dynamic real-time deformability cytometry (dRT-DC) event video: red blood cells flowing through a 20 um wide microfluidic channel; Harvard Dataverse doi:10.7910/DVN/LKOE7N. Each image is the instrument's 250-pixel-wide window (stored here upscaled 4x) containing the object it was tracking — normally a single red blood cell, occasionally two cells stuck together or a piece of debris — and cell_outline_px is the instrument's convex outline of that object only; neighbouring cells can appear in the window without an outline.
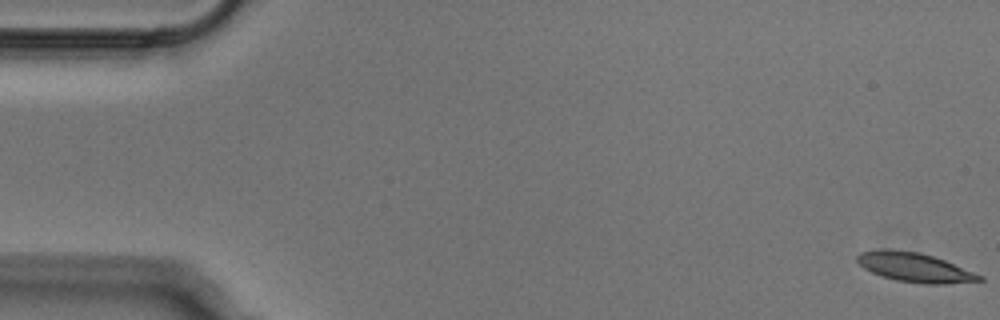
{"species": "Egyptian fruit bat (a non-hibernating species)", "species_latin": "Rousettus aegyptiacus", "temperature_condition": "cold", "stored_images_in_passage": 52, "camera_frame_rate_fps": 3000, "um_per_image_px": 0.085, "animal": {"sex": "male"}, "frame": {"image": 1, "passage_image": 1, "time_ms": 0.0, "image_size_px": [1000, 320], "cell_outline_px": [[984, 280], [944, 284], [924, 284], [896, 280], [872, 272], [864, 268], [856, 260], [856, 256], [860, 252], [880, 248], [892, 248], [920, 252], [944, 260], [984, 276]], "centroid_in_image_um": [77.72, 22.7], "position_along_channel_um": 7.3, "area_um2": 20.92}}
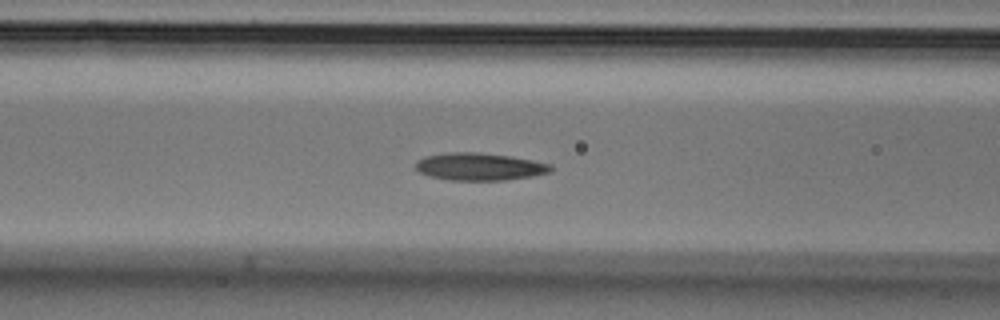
{"frame": {"image": 2, "passage_image": 21, "time_ms": 6.667, "image_size_px": [1000, 320], "cell_outline_px": [[552, 172], [532, 176], [504, 180], [452, 180], [428, 176], [420, 172], [416, 168], [416, 160], [424, 156], [448, 152], [476, 152], [512, 156], [552, 164]], "centroid_in_image_um": [40.76, 14.16], "position_along_channel_um": 125.8, "area_um2": 21.73}}
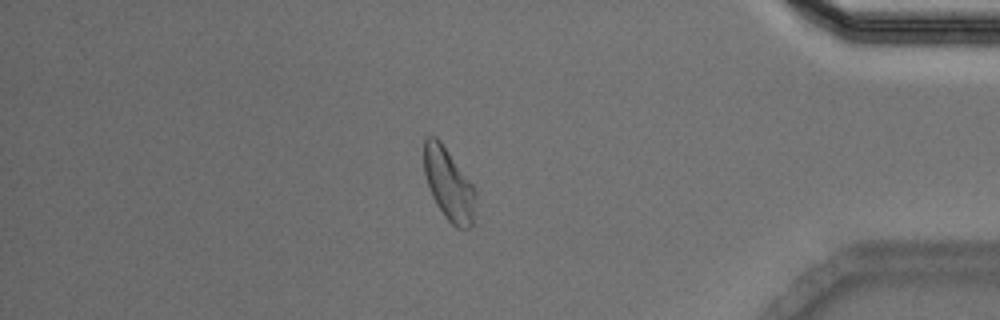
{"frame": {"image": 3, "passage_image": 45, "time_ms": 14.667, "image_size_px": [1000, 320], "cell_outline_px": [[476, 192], [472, 228], [456, 228], [444, 216], [436, 204], [432, 196], [424, 172], [424, 140], [428, 136], [436, 136], [440, 140], [476, 188]], "centroid_in_image_um": [38.15, 15.67], "position_along_channel_um": 397.0, "area_um2": 21.73}}